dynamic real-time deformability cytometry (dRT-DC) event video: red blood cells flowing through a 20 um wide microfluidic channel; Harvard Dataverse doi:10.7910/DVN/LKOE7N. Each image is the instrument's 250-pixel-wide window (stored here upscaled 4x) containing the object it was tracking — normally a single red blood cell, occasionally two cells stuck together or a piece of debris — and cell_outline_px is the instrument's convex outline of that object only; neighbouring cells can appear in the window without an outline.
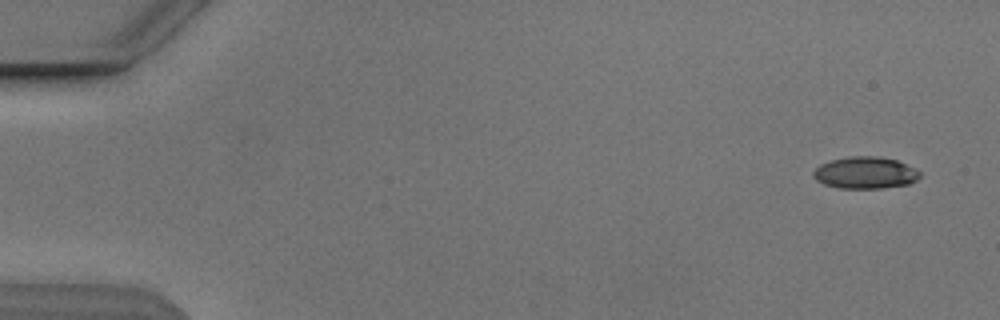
{"species": "Egyptian fruit bat (a non-hibernating species)", "species_latin": "Rousettus aegyptiacus", "temperature_condition": "cold", "stored_images_in_passage": 6, "camera_frame_rate_fps": 3000, "um_per_image_px": 0.085, "animal": {"sex": "male"}, "frame": {"image": 1, "passage_image": 1, "time_ms": 0.0, "image_size_px": [1000, 320], "cell_outline_px": [[920, 176], [916, 180], [908, 184], [880, 188], [840, 188], [824, 184], [816, 180], [812, 176], [812, 172], [820, 164], [832, 160], [848, 156], [876, 156], [896, 160], [920, 172]], "centroid_in_image_um": [73.5, 14.68], "position_along_channel_um": 11.5, "area_um2": 19.59}}
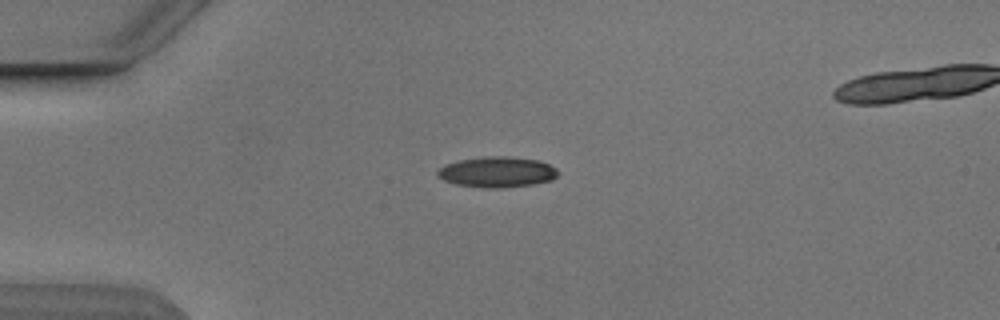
{"frame": {"image": 2, "passage_image": 4, "time_ms": 3.667, "image_size_px": [1000, 320], "cell_outline_px": [[560, 172], [552, 180], [532, 184], [496, 188], [488, 188], [456, 184], [444, 180], [436, 176], [436, 172], [444, 164], [460, 160], [488, 156], [508, 156], [540, 160], [556, 168]], "centroid_in_image_um": [42.25, 14.61], "position_along_channel_um": 42.7, "area_um2": 21.44}}